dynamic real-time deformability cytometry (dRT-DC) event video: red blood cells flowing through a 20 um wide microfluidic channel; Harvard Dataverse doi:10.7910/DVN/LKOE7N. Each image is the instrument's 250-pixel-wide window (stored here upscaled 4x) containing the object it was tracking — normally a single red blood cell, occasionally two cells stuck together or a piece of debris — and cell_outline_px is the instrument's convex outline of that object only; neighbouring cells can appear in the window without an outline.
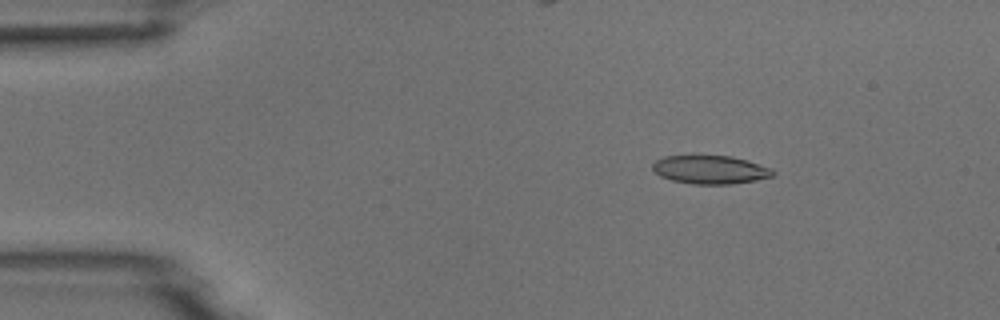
{"species": "common noctule bat (a hibernating species)", "species_latin": "Nyctalus noctula", "temperature_condition": "room temperature", "stored_images_in_passage": 3, "camera_frame_rate_fps": 3000, "um_per_image_px": 0.085, "animal": {"sex": "male", "body_mass_g": 18.8}, "frame": {"image": 1, "passage_image": 1, "time_ms": 0.0, "image_size_px": [1000, 320], "cell_outline_px": [[776, 172], [772, 176], [756, 180], [732, 184], [692, 184], [672, 180], [660, 176], [652, 168], [652, 164], [656, 160], [664, 156], [732, 156], [748, 160], [772, 168]], "centroid_in_image_um": [60.4, 14.42], "position_along_channel_um": 24.6, "area_um2": 19.94}}